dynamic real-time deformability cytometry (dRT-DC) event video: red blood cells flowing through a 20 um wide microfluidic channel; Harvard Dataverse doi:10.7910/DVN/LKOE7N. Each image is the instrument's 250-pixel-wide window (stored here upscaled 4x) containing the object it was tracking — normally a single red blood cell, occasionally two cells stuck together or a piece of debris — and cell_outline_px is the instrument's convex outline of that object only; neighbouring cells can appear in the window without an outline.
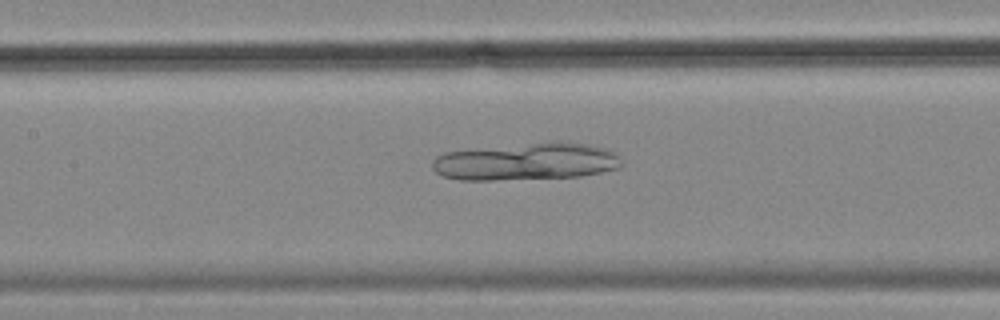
{"species": "common noctule bat (a hibernating species)", "species_latin": "Nyctalus noctula", "temperature_condition": "cold", "stored_images_in_passage": 57, "camera_frame_rate_fps": 3000, "um_per_image_px": 0.085, "animal": {"sex": "female", "body_mass_g": 18.4}, "frame": {"image": 1, "passage_image": 26, "time_ms": 8.333, "image_size_px": [1000, 320], "cell_outline_px": [[620, 168], [580, 176], [492, 180], [460, 180], [444, 176], [436, 172], [432, 168], [432, 160], [436, 156], [444, 152], [552, 140], [560, 140], [592, 144], [608, 148], [616, 152], [620, 156]], "centroid_in_image_um": [44.78, 13.7], "position_along_channel_um": 162.6, "area_um2": 41.73}}
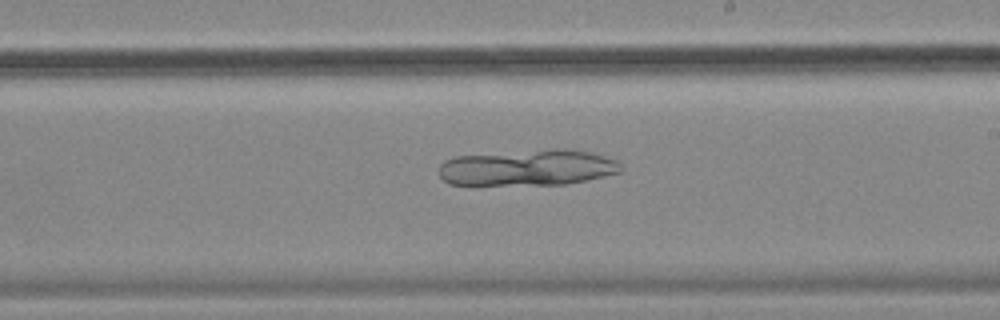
{"frame": {"image": 2, "passage_image": 33, "time_ms": 10.667, "image_size_px": [1000, 320], "cell_outline_px": [[624, 168], [620, 172], [604, 176], [564, 184], [472, 188], [448, 184], [440, 176], [440, 164], [444, 160], [456, 156], [552, 148], [588, 152], [616, 160]], "centroid_in_image_um": [44.72, 14.3], "position_along_channel_um": 244.3, "area_um2": 39.48}}
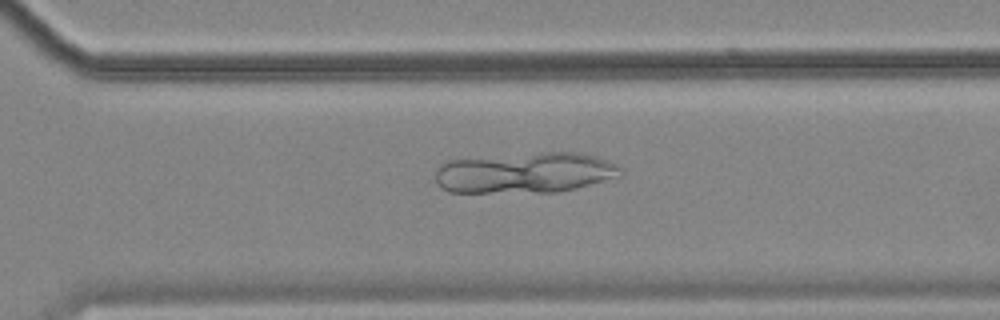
{"frame": {"image": 3, "passage_image": 40, "time_ms": 13.0, "image_size_px": [1000, 320], "cell_outline_px": [[624, 176], [560, 192], [448, 192], [440, 188], [436, 184], [436, 168], [440, 164], [448, 160], [540, 152], [580, 152], [600, 156], [624, 168]], "centroid_in_image_um": [44.7, 14.68], "position_along_channel_um": 325.9, "area_um2": 44.68}}